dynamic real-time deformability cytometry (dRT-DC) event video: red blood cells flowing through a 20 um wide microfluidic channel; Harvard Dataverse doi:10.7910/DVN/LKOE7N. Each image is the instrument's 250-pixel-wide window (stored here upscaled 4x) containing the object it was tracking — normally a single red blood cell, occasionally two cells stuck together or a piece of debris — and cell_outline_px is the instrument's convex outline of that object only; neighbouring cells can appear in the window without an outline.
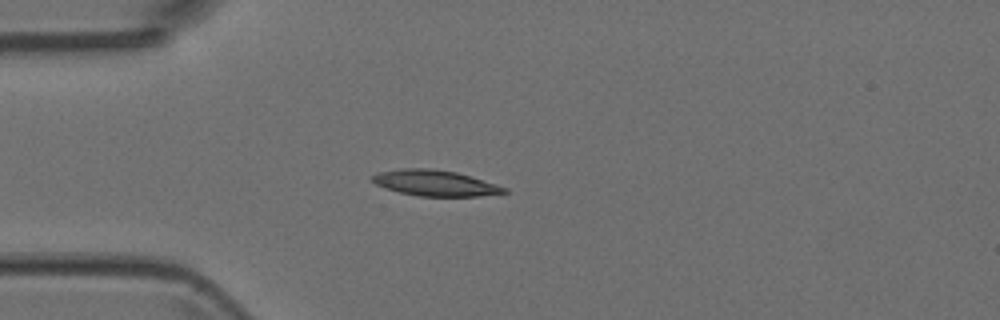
{"species": "Egyptian fruit bat (a non-hibernating species)", "species_latin": "Rousettus aegyptiacus", "temperature_condition": "room temperature", "stored_images_in_passage": 5, "camera_frame_rate_fps": 3000, "um_per_image_px": 0.085, "animal": {"sex": "female"}, "frame": {"image": 1, "passage_image": 5, "time_ms": 1.333, "image_size_px": [1000, 320], "cell_outline_px": [[508, 192], [476, 196], [420, 196], [400, 192], [376, 184], [372, 180], [372, 176], [380, 172], [400, 168], [432, 168], [456, 172], [496, 184], [508, 188]], "centroid_in_image_um": [37.0, 15.55], "position_along_channel_um": 48.0, "area_um2": 19.54}}